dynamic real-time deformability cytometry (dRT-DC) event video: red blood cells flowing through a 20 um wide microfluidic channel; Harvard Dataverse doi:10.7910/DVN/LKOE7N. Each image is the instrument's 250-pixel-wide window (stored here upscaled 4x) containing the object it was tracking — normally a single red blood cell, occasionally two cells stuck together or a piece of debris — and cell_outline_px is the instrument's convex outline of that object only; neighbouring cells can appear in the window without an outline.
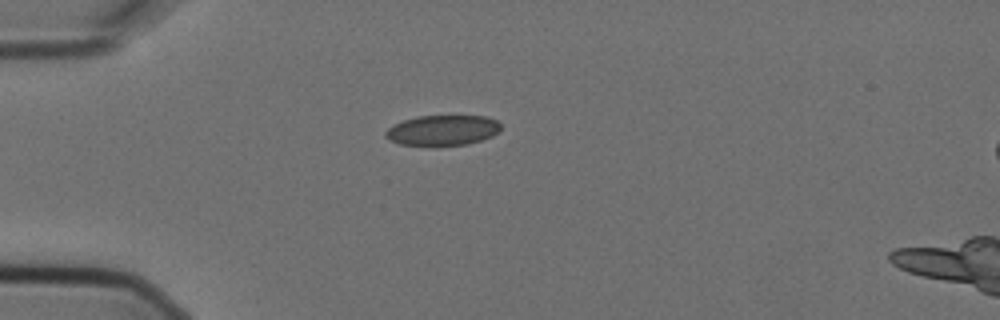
{"species": "Egyptian fruit bat (a non-hibernating species)", "species_latin": "Rousettus aegyptiacus", "temperature_condition": "cold", "stored_images_in_passage": 6, "camera_frame_rate_fps": 3000, "um_per_image_px": 0.085, "animal": {"sex": "female"}, "frame": {"image": 1, "passage_image": 4, "time_ms": 1.0, "image_size_px": [1000, 320], "cell_outline_px": [[500, 128], [492, 136], [468, 144], [400, 144], [388, 140], [384, 136], [384, 132], [388, 128], [404, 120], [420, 116], [484, 116], [496, 120], [500, 124]], "centroid_in_image_um": [37.6, 11.06], "position_along_channel_um": 47.4, "area_um2": 19.83}}
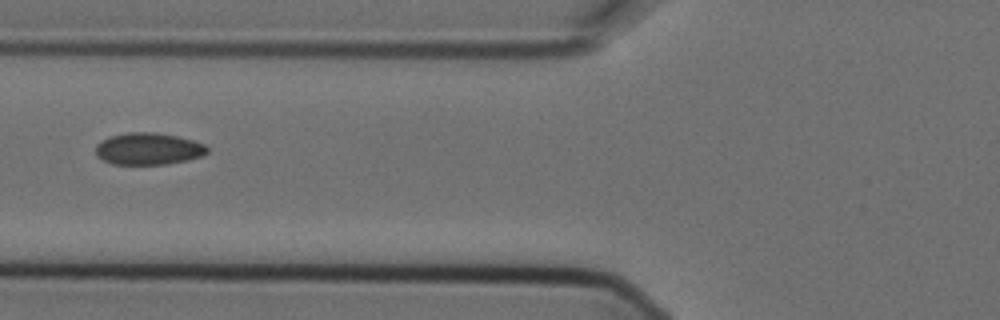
{"frame": {"image": 2, "passage_image": 6, "time_ms": 1.667, "image_size_px": [1000, 320], "cell_outline_px": [[208, 152], [200, 156], [188, 160], [168, 164], [112, 164], [96, 156], [96, 144], [108, 136], [128, 132], [156, 132], [176, 136], [192, 140], [204, 144], [208, 148]], "centroid_in_image_um": [12.59, 12.64], "position_along_channel_um": 113.2, "area_um2": 20.81}}